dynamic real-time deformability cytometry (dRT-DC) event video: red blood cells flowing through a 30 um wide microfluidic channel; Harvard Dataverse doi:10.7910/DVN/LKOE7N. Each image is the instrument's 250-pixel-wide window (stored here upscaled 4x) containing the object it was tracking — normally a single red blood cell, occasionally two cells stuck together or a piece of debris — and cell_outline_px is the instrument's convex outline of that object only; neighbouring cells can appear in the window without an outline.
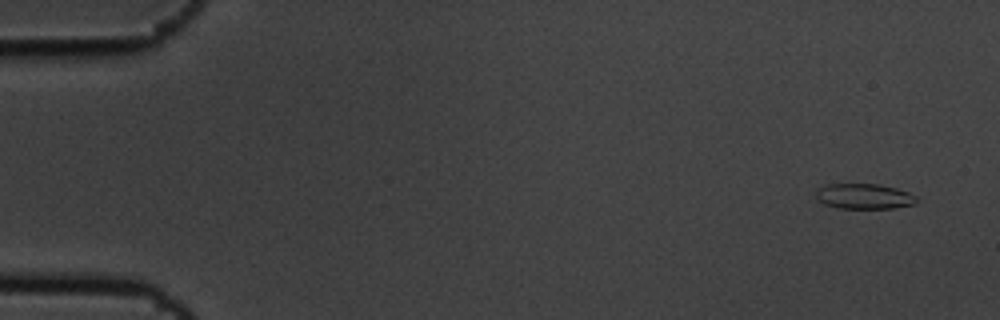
{"species": "common noctule bat (a hibernating species)", "species_latin": "Nyctalus noctula", "temperature_condition": "cold", "stored_images_in_passage": 6, "camera_frame_rate_fps": 3000, "um_per_image_px": 0.085, "animal": {"sex": "male", "body_mass_g": 19.5, "forearm_length_mm": 54.6}, "frame": {"image": 1, "passage_image": 1, "time_ms": 0.0, "image_size_px": [1000, 320], "cell_outline_px": [[920, 200], [916, 204], [892, 208], [840, 208], [824, 204], [816, 200], [816, 192], [820, 188], [828, 184], [880, 184], [896, 188], [908, 192], [916, 196]], "centroid_in_image_um": [73.48, 16.69], "position_along_channel_um": 11.5, "area_um2": 14.91}}
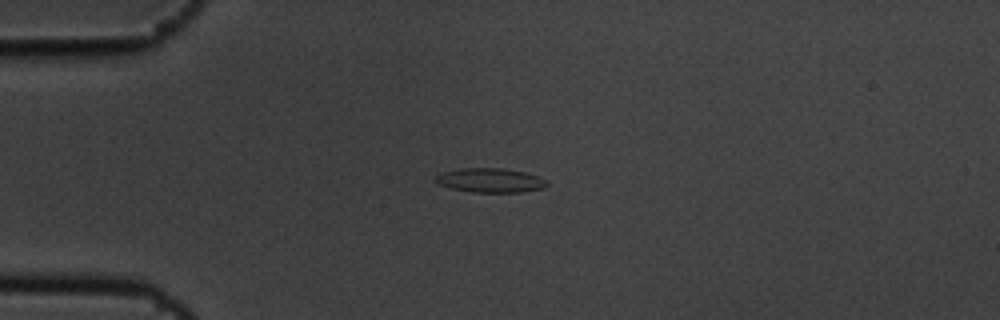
{"frame": {"image": 2, "passage_image": 4, "time_ms": 1.0, "image_size_px": [1000, 320], "cell_outline_px": [[548, 184], [544, 188], [524, 192], [472, 192], [452, 188], [440, 184], [436, 180], [436, 176], [440, 172], [460, 168], [500, 168], [524, 172], [548, 180]], "centroid_in_image_um": [41.7, 15.33], "position_along_channel_um": 43.3, "area_um2": 15.66}}
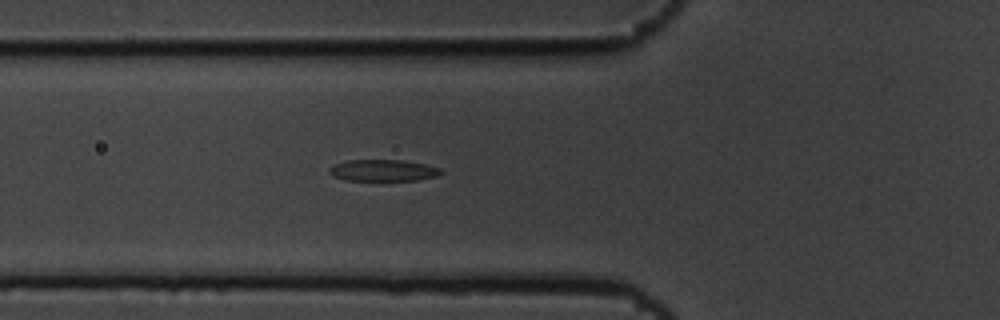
{"frame": {"image": 3, "passage_image": 6, "time_ms": 1.667, "image_size_px": [1000, 320], "cell_outline_px": [[444, 172], [436, 176], [416, 180], [344, 180], [332, 176], [328, 172], [328, 168], [336, 164], [348, 160], [404, 160], [424, 164], [440, 168]], "centroid_in_image_um": [32.54, 14.48], "position_along_channel_um": 93.3, "area_um2": 13.99}}